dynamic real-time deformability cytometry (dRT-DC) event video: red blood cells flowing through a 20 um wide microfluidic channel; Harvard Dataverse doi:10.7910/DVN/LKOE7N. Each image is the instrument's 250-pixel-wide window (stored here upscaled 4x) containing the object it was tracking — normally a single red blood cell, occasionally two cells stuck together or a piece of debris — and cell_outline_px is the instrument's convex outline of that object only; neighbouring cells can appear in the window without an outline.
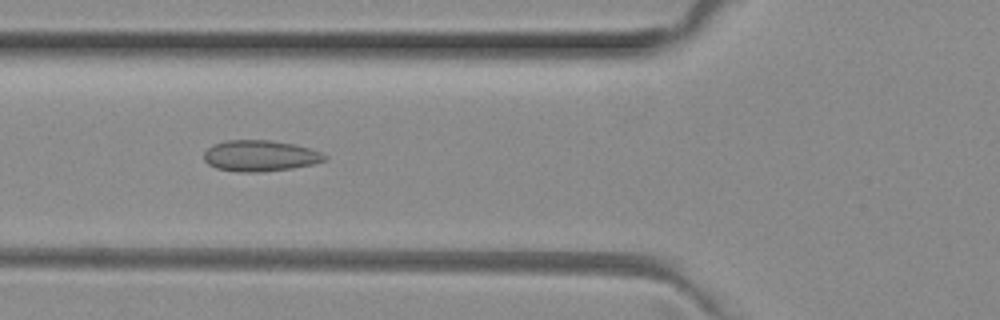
{"species": "common noctule bat (a hibernating species)", "species_latin": "Nyctalus noctula", "temperature_condition": "room temperature", "stored_images_in_passage": 6, "camera_frame_rate_fps": 3000, "um_per_image_px": 0.085, "animal": {"sex": "female", "body_mass_g": 29.2, "forearm_length_mm": 56.3}, "frame": {"image": 1, "passage_image": 3, "time_ms": 0.667, "image_size_px": [1000, 320], "cell_outline_px": [[328, 156], [324, 160], [312, 164], [292, 168], [260, 172], [240, 172], [216, 168], [208, 164], [204, 160], [204, 152], [208, 148], [216, 144], [228, 140], [268, 140], [292, 144], [308, 148], [320, 152]], "centroid_in_image_um": [22.08, 13.25], "position_along_channel_um": 103.7, "area_um2": 21.56}}
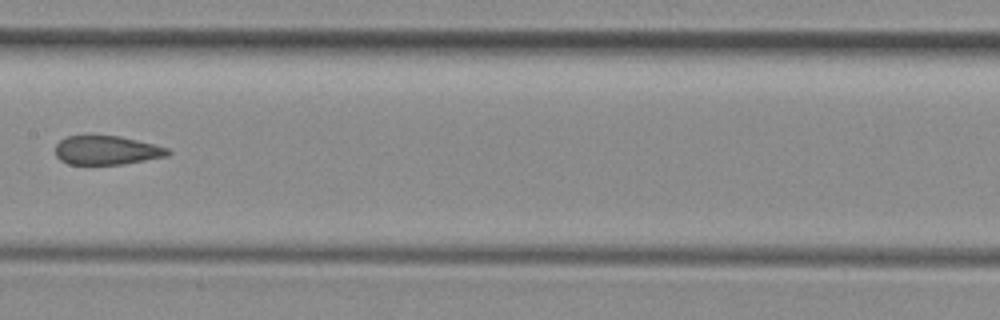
{"frame": {"image": 2, "passage_image": 5, "time_ms": 1.333, "image_size_px": [1000, 320], "cell_outline_px": [[172, 152], [168, 156], [120, 164], [68, 164], [60, 160], [56, 156], [56, 144], [60, 140], [68, 136], [120, 136], [168, 148]], "centroid_in_image_um": [9.06, 12.77], "position_along_channel_um": 198.3, "area_um2": 18.73}}
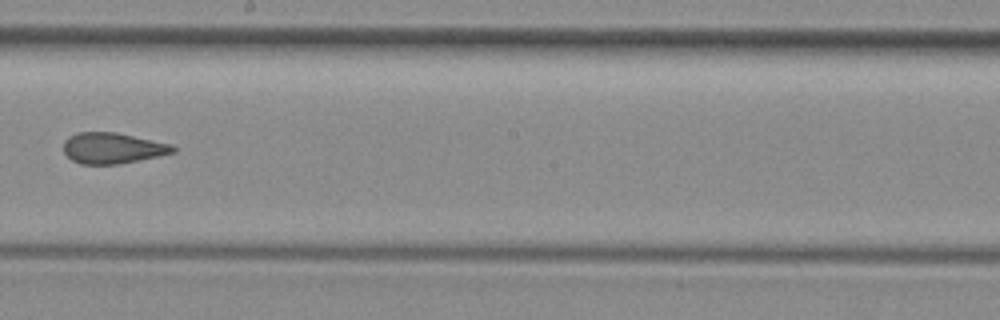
{"frame": {"image": 3, "passage_image": 6, "time_ms": 1.667, "image_size_px": [1000, 320], "cell_outline_px": [[176, 152], [120, 164], [80, 164], [72, 160], [64, 152], [64, 140], [68, 136], [80, 132], [116, 132], [172, 144], [176, 148]], "centroid_in_image_um": [9.57, 12.59], "position_along_channel_um": 238.6, "area_um2": 19.71}}